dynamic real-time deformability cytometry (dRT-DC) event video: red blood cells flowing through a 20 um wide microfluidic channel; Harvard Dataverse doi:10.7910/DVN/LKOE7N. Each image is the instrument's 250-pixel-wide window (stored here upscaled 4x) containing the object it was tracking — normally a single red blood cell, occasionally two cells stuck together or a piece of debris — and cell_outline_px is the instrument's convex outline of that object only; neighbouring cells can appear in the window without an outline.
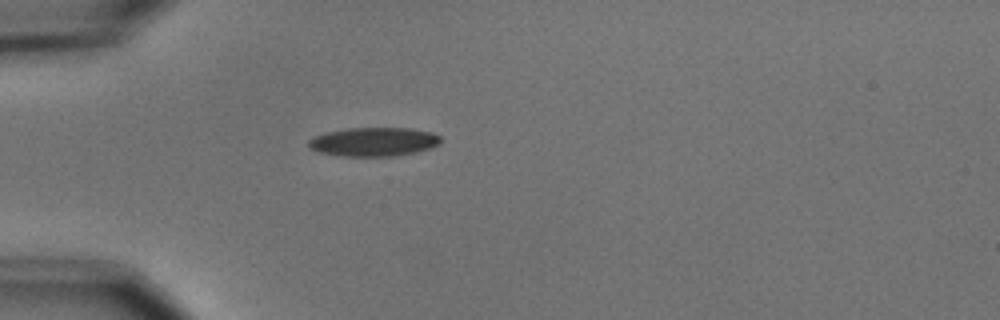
{"species": "common noctule bat (a hibernating species)", "species_latin": "Nyctalus noctula", "temperature_condition": "cold", "stored_images_in_passage": 1, "camera_frame_rate_fps": 3000, "um_per_image_px": 0.085, "animal": {"sex": "male", "body_mass_g": 15.6}, "frame": {"image": 1, "passage_image": 1, "time_ms": 0.0, "image_size_px": [1000, 320], "cell_outline_px": [[440, 144], [432, 148], [416, 152], [392, 156], [344, 156], [320, 152], [312, 148], [308, 144], [308, 140], [312, 136], [324, 132], [348, 128], [412, 128], [432, 132], [440, 136]], "centroid_in_image_um": [31.78, 12.04], "position_along_channel_um": 53.2, "area_um2": 22.31}}